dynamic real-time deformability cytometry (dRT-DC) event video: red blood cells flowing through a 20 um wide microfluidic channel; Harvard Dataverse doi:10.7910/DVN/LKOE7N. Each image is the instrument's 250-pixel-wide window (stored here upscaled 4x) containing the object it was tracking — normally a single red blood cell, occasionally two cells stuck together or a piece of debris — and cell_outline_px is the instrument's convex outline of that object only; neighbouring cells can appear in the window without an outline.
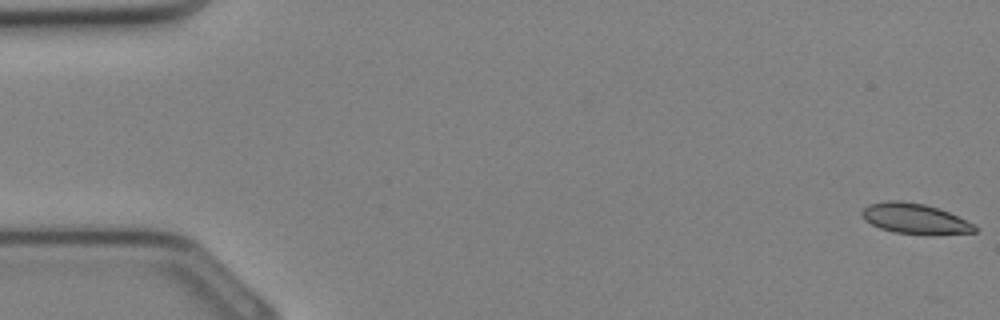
{"species": "Egyptian fruit bat (a non-hibernating species)", "species_latin": "Rousettus aegyptiacus", "temperature_condition": "cold", "stored_images_in_passage": 16, "camera_frame_rate_fps": 3000, "um_per_image_px": 0.085, "animal": {"sex": "female"}, "frame": {"image": 1, "passage_image": 1, "time_ms": 0.0, "image_size_px": [1000, 320], "cell_outline_px": [[976, 232], [932, 236], [924, 236], [896, 232], [880, 228], [864, 220], [860, 216], [860, 212], [868, 204], [884, 200], [900, 200], [924, 204], [940, 208], [972, 224], [976, 228]], "centroid_in_image_um": [77.72, 18.6], "position_along_channel_um": 7.3, "area_um2": 20.35}}
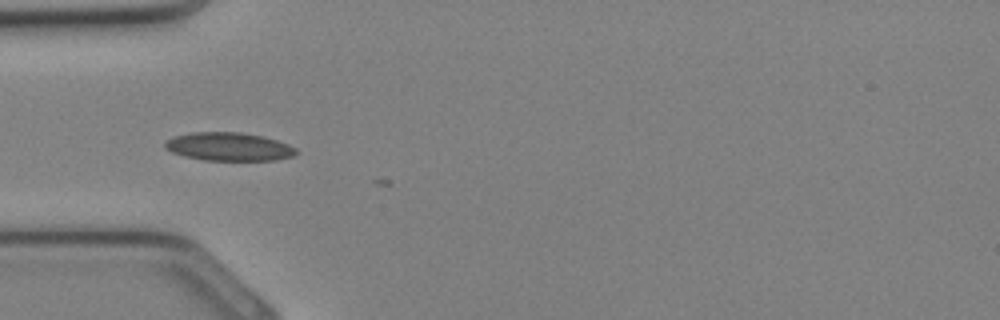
{"frame": {"image": 2, "passage_image": 11, "time_ms": 3.333, "image_size_px": [1000, 320], "cell_outline_px": [[296, 152], [292, 156], [276, 160], [204, 160], [184, 156], [172, 152], [164, 148], [164, 144], [172, 136], [192, 132], [240, 132], [264, 136], [288, 144], [296, 148]], "centroid_in_image_um": [19.43, 12.46], "position_along_channel_um": 65.6, "area_um2": 21.62}}
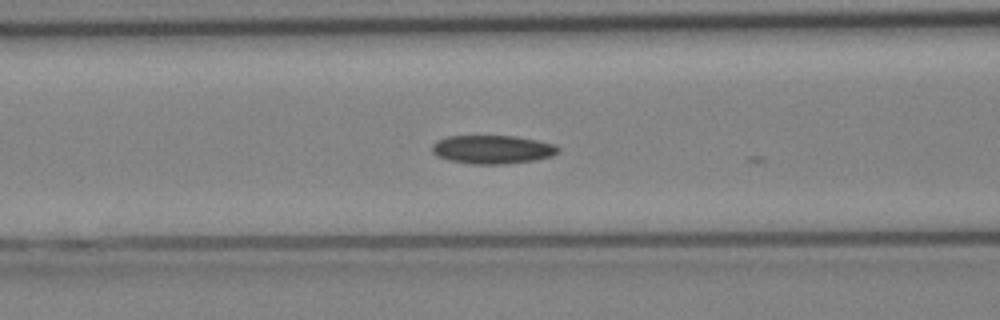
{"frame": {"image": 3, "passage_image": 14, "time_ms": 4.333, "image_size_px": [1000, 320], "cell_outline_px": [[560, 152], [552, 156], [536, 160], [504, 164], [472, 164], [448, 160], [436, 156], [432, 152], [432, 144], [436, 140], [448, 136], [516, 136], [556, 144], [560, 148]], "centroid_in_image_um": [41.87, 12.7], "position_along_channel_um": 124.7, "area_um2": 21.21}}